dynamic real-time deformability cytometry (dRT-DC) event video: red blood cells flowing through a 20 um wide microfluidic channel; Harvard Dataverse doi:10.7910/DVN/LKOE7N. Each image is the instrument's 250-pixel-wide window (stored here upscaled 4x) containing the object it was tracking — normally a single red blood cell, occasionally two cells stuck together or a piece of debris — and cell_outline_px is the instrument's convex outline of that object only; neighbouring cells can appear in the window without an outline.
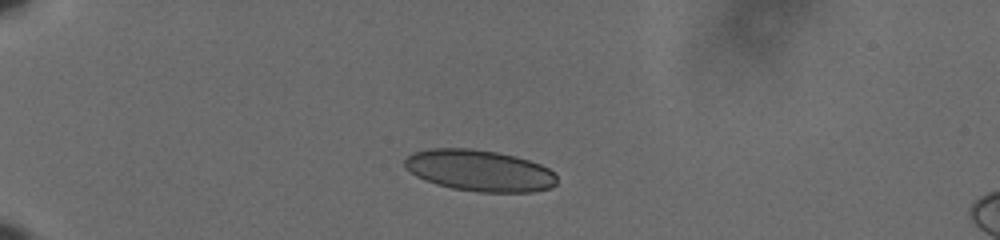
{"species": "human", "species_latin": "Homo sapiens", "temperature_condition": "cold", "stored_images_in_passage": 43, "camera_frame_rate_fps": 3000, "um_per_image_px": 0.085, "donor": {"sex": "male"}, "frame": {"image": 1, "passage_image": 1, "time_ms": 0.0, "image_size_px": [1000, 240], "cell_outline_px": [[556, 184], [552, 188], [532, 192], [480, 192], [452, 188], [436, 184], [424, 180], [416, 176], [404, 164], [404, 160], [412, 152], [428, 148], [468, 148], [496, 152], [516, 156], [540, 164], [548, 168], [556, 176]], "centroid_in_image_um": [40.76, 14.5], "position_along_channel_um": 44.2, "area_um2": 36.7}}
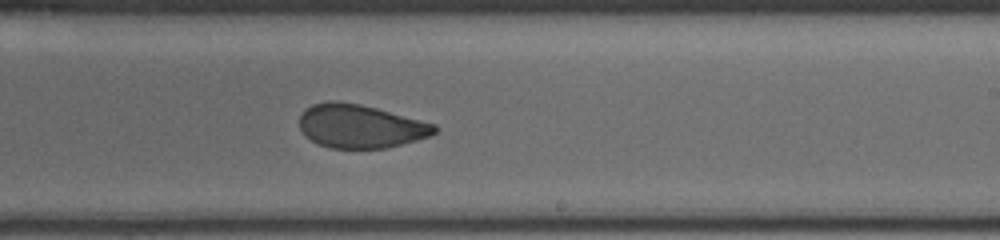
{"frame": {"image": 2, "passage_image": 23, "time_ms": 7.333, "image_size_px": [1000, 240], "cell_outline_px": [[440, 128], [436, 132], [428, 136], [416, 140], [388, 148], [328, 148], [316, 144], [304, 136], [300, 128], [300, 116], [312, 104], [332, 100], [360, 104], [376, 108], [436, 124]], "centroid_in_image_um": [30.62, 10.74], "position_along_channel_um": 258.4, "area_um2": 34.28}}
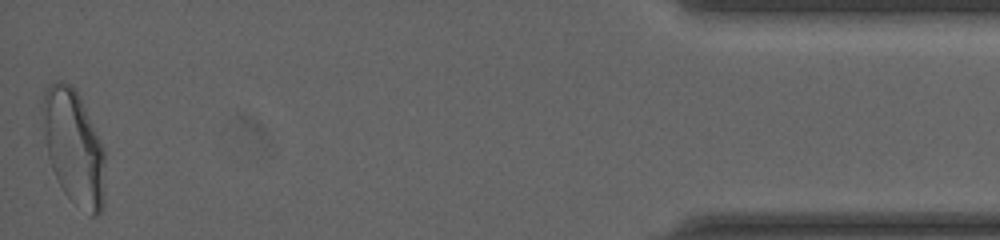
{"frame": {"image": 3, "passage_image": 43, "time_ms": 14.0, "image_size_px": [1000, 240], "cell_outline_px": [[104, 204], [100, 212], [96, 216], [92, 216], [68, 196], [64, 192], [52, 168], [48, 156], [44, 136], [40, 104], [44, 92], [48, 84], [56, 80], [60, 80], [76, 88], [104, 148]], "centroid_in_image_um": [6.25, 12.44], "position_along_channel_um": 429.0, "area_um2": 41.73}, "authors_computed_cell_mechanics": {"area_um2": 36.703, "velocity_mm_per_s": 3.6256, "shape_relaxation_time_tau1_ms": null, "shape_relaxation_time_tau2_ms": 1.2037, "deformation_change_tau1": null, "deformation_change_tau2": 0.0673}}